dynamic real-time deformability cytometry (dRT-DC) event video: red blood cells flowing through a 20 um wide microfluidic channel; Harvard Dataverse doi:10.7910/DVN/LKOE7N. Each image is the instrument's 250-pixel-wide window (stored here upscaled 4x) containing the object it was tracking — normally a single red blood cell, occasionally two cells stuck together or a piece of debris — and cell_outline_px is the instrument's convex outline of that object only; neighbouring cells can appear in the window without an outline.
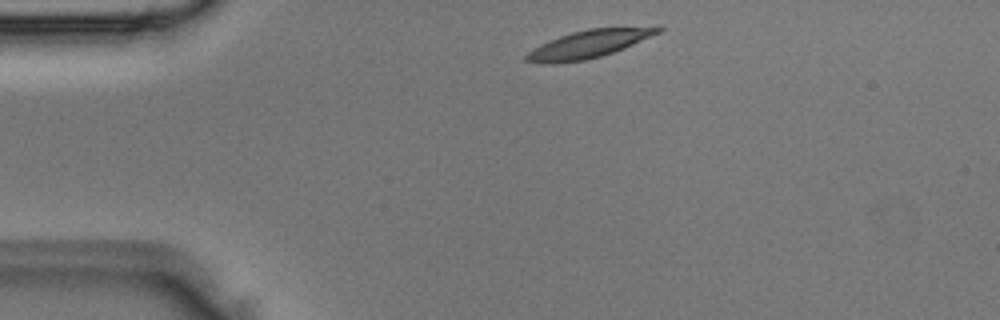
{"species": "Egyptian fruit bat (a non-hibernating species)", "species_latin": "Rousettus aegyptiacus", "temperature_condition": "room temperature", "stored_images_in_passage": 3, "camera_frame_rate_fps": 3000, "um_per_image_px": 0.085, "animal": {"sex": "male"}, "frame": {"image": 1, "passage_image": 1, "time_ms": 0.0, "image_size_px": [1000, 320], "cell_outline_px": [[664, 28], [660, 32], [624, 48], [600, 56], [584, 60], [552, 64], [548, 64], [524, 60], [524, 56], [532, 48], [548, 40], [572, 32], [588, 28]], "centroid_in_image_um": [49.91, 3.77], "position_along_channel_um": 35.1, "area_um2": 20.75}}
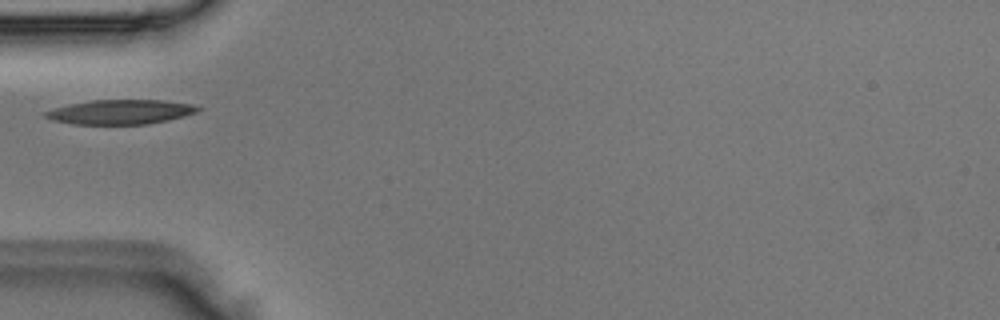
{"frame": {"image": 2, "passage_image": 2, "time_ms": 0.333, "image_size_px": [1000, 320], "cell_outline_px": [[200, 108], [196, 112], [184, 116], [168, 120], [148, 124], [72, 124], [52, 120], [44, 116], [44, 112], [56, 108], [72, 104], [92, 100], [164, 100], [192, 104]], "centroid_in_image_um": [10.25, 9.52], "position_along_channel_um": 74.7, "area_um2": 21.56}}
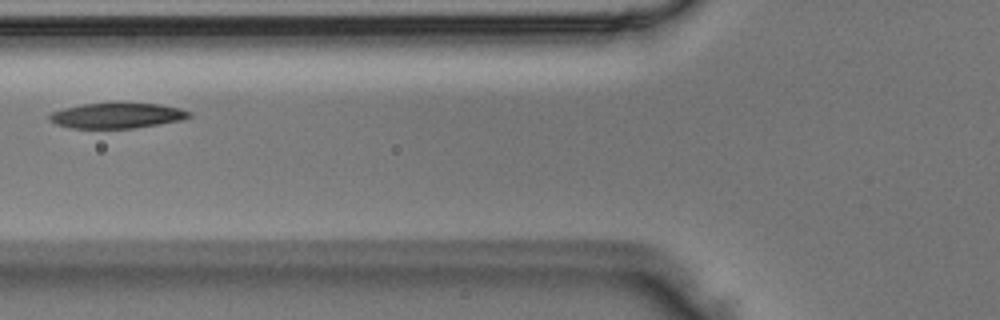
{"frame": {"image": 3, "passage_image": 3, "time_ms": 0.667, "image_size_px": [1000, 320], "cell_outline_px": [[192, 116], [180, 120], [132, 128], [72, 128], [56, 124], [48, 120], [48, 116], [52, 112], [64, 108], [84, 104], [160, 104], [180, 108], [192, 112]], "centroid_in_image_um": [9.93, 9.83], "position_along_channel_um": 115.9, "area_um2": 20.23}}